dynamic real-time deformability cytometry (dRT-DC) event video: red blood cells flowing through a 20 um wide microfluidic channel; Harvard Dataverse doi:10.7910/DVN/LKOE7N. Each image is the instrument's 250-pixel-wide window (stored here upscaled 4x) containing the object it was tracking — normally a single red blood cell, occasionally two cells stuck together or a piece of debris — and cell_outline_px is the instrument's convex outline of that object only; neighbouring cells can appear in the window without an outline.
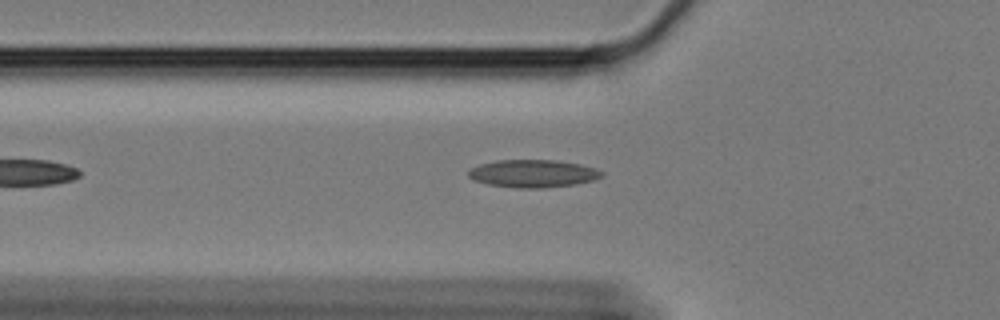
{"species": "Egyptian fruit bat (a non-hibernating species)", "species_latin": "Rousettus aegyptiacus", "temperature_condition": "cold", "stored_images_in_passage": 27, "camera_frame_rate_fps": 3000, "um_per_image_px": 0.085, "animal": {"sex": "female"}, "frame": {"image": 1, "passage_image": 4, "time_ms": 1.0, "image_size_px": [1000, 320], "cell_outline_px": [[604, 176], [592, 180], [576, 184], [544, 188], [512, 188], [488, 184], [472, 180], [468, 176], [468, 168], [480, 164], [496, 160], [556, 160], [580, 164], [604, 172]], "centroid_in_image_um": [45.26, 14.75], "position_along_channel_um": 80.5, "area_um2": 21.68}}
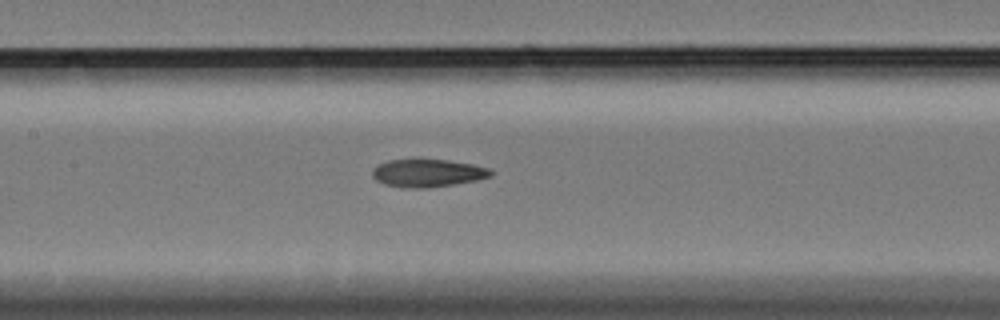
{"frame": {"image": 2, "passage_image": 12, "time_ms": 3.667, "image_size_px": [1000, 320], "cell_outline_px": [[492, 176], [476, 180], [428, 188], [404, 188], [384, 184], [376, 180], [372, 176], [372, 172], [380, 164], [388, 160], [420, 156], [448, 160], [472, 164], [492, 168]], "centroid_in_image_um": [36.35, 14.66], "position_along_channel_um": 171.1, "area_um2": 19.88}}
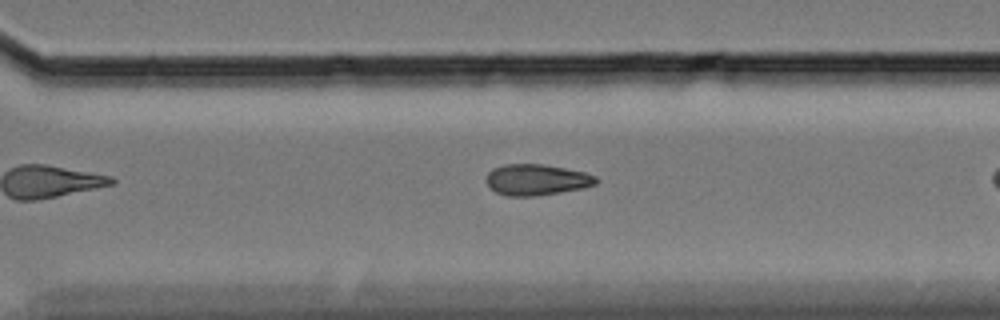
{"frame": {"image": 3, "passage_image": 22, "time_ms": 7.0, "image_size_px": [1000, 320], "cell_outline_px": [[596, 184], [584, 188], [536, 196], [508, 196], [496, 192], [484, 180], [488, 172], [492, 168], [504, 164], [544, 164], [584, 172], [596, 176]], "centroid_in_image_um": [45.58, 15.27], "position_along_channel_um": 325.0, "area_um2": 19.88}}